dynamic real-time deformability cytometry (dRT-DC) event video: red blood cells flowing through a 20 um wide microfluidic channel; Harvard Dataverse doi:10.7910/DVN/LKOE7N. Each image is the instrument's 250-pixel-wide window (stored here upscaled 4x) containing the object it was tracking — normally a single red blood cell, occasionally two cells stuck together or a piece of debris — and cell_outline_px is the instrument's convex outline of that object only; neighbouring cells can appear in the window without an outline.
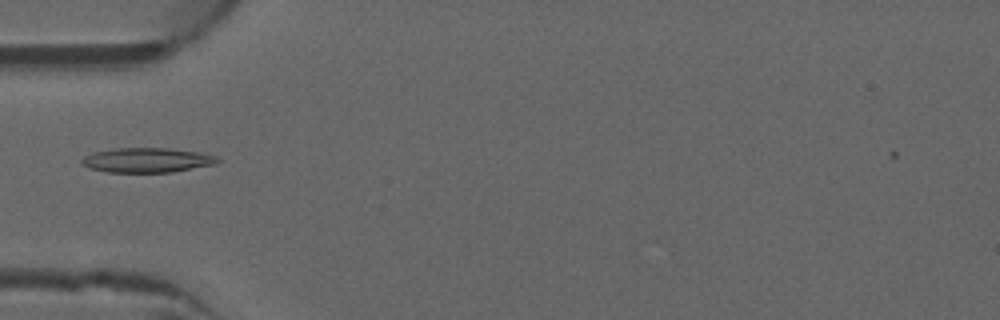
{"species": "common noctule bat (a hibernating species)", "species_latin": "Nyctalus noctula", "temperature_condition": "warm", "stored_images_in_passage": 35, "camera_frame_rate_fps": 3000, "um_per_image_px": 0.085, "animal": {"sex": "male", "forearm_length_mm": 52.5}, "frame": {"image": 1, "passage_image": 1, "time_ms": 0.0, "image_size_px": [1000, 320], "cell_outline_px": [[220, 160], [216, 164], [172, 172], [108, 172], [92, 168], [84, 164], [80, 160], [84, 156], [92, 152], [116, 148], [168, 148], [200, 152], [216, 156]], "centroid_in_image_um": [12.52, 13.6], "position_along_channel_um": 72.5, "area_um2": 19.42}}
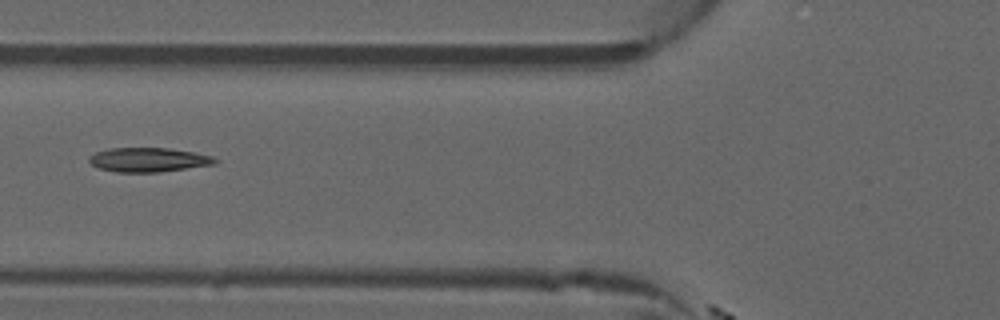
{"frame": {"image": 2, "passage_image": 4, "time_ms": 1.0, "image_size_px": [1000, 320], "cell_outline_px": [[220, 160], [212, 164], [160, 172], [116, 172], [100, 168], [92, 164], [88, 160], [88, 156], [96, 152], [108, 148], [168, 148], [192, 152], [212, 156]], "centroid_in_image_um": [12.58, 13.57], "position_along_channel_um": 113.2, "area_um2": 17.63}}
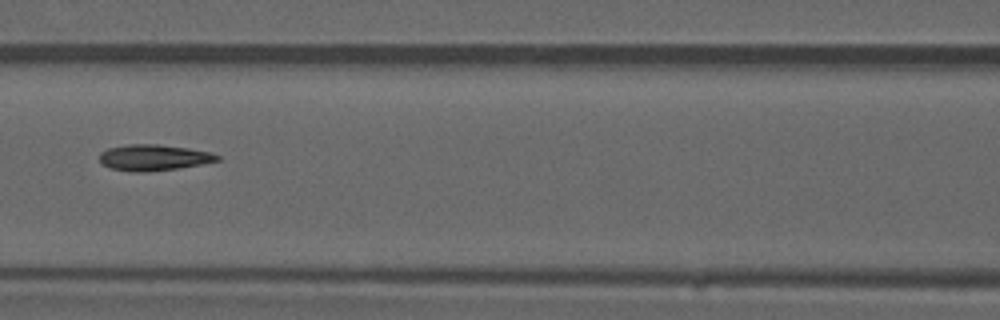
{"frame": {"image": 3, "passage_image": 7, "time_ms": 2.0, "image_size_px": [1000, 320], "cell_outline_px": [[220, 160], [180, 168], [144, 172], [132, 172], [108, 168], [100, 160], [100, 152], [108, 148], [128, 144], [160, 144], [188, 148], [212, 152], [220, 156]], "centroid_in_image_um": [13.06, 13.39], "position_along_channel_um": 153.5, "area_um2": 17.98}}